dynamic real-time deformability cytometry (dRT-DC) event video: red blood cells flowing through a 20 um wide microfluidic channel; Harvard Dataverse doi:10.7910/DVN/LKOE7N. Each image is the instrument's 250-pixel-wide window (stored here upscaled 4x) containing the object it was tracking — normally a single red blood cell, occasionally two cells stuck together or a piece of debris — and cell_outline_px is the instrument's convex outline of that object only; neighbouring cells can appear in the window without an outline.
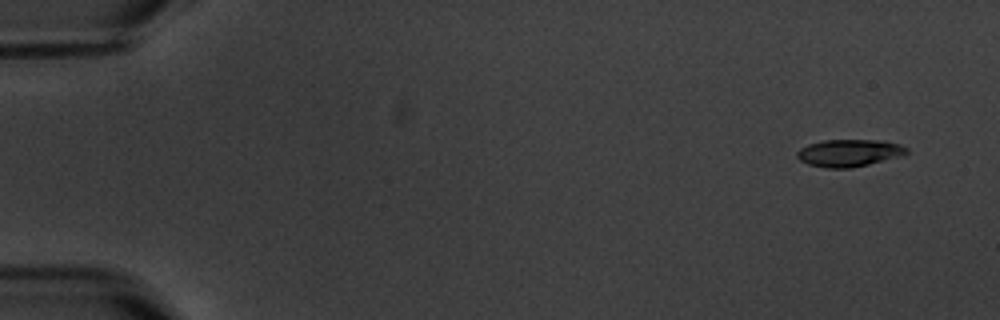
{"species": "common noctule bat (a hibernating species)", "species_latin": "Nyctalus noctula", "temperature_condition": "warm", "stored_images_in_passage": 5, "camera_frame_rate_fps": 3000, "um_per_image_px": 0.085, "animal": {"sex": "male", "body_mass_g": 20.1, "forearm_length_mm": 53.5}, "frame": {"image": 1, "passage_image": 1, "time_ms": 0.0, "image_size_px": [1000, 320], "cell_outline_px": [[908, 152], [896, 156], [868, 164], [848, 168], [828, 168], [808, 164], [800, 160], [796, 156], [796, 152], [800, 148], [808, 144], [824, 140], [880, 140], [900, 144], [908, 148]], "centroid_in_image_um": [72.11, 12.99], "position_along_channel_um": 12.9, "area_um2": 17.11}}
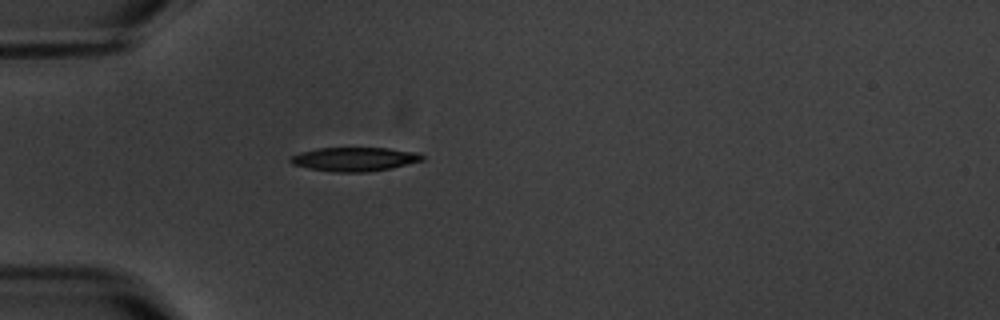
{"frame": {"image": 2, "passage_image": 5, "time_ms": 4.667, "image_size_px": [1000, 320], "cell_outline_px": [[424, 160], [392, 168], [368, 172], [336, 172], [308, 168], [292, 164], [288, 160], [292, 156], [300, 152], [320, 148], [388, 148], [416, 152], [424, 156]], "centroid_in_image_um": [30.14, 13.53], "position_along_channel_um": 54.9, "area_um2": 18.32}}